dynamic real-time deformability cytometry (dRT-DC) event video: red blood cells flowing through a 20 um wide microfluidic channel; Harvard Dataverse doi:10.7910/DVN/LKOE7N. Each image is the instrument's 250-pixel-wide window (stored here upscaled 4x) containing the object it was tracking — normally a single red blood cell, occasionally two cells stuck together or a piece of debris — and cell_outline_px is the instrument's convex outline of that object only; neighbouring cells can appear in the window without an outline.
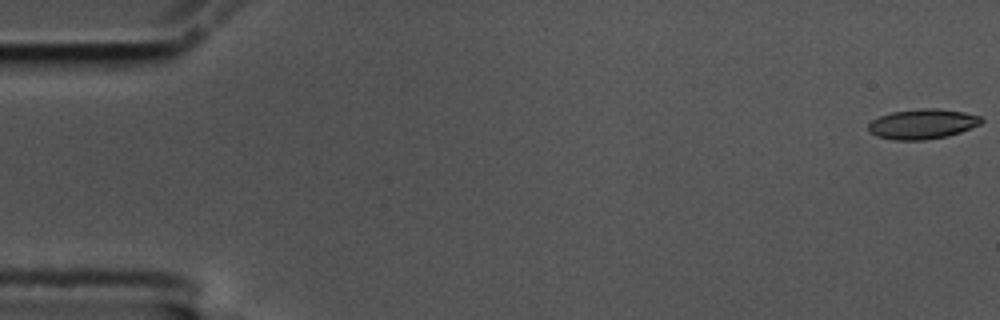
{"species": "common noctule bat (a hibernating species)", "species_latin": "Nyctalus noctula", "temperature_condition": "cold", "stored_images_in_passage": 9, "camera_frame_rate_fps": 3000, "um_per_image_px": 0.085, "animal": {"sex": "male", "body_mass_g": 17.5, "forearm_length_mm": 52.3}, "frame": {"image": 1, "passage_image": 1, "time_ms": 0.0, "image_size_px": [1000, 320], "cell_outline_px": [[984, 120], [980, 124], [960, 132], [948, 136], [924, 140], [896, 140], [876, 136], [868, 132], [868, 124], [872, 120], [880, 116], [892, 112], [916, 108], [936, 108], [964, 112], [980, 116]], "centroid_in_image_um": [78.39, 10.53], "position_along_channel_um": 6.6, "area_um2": 19.83}}
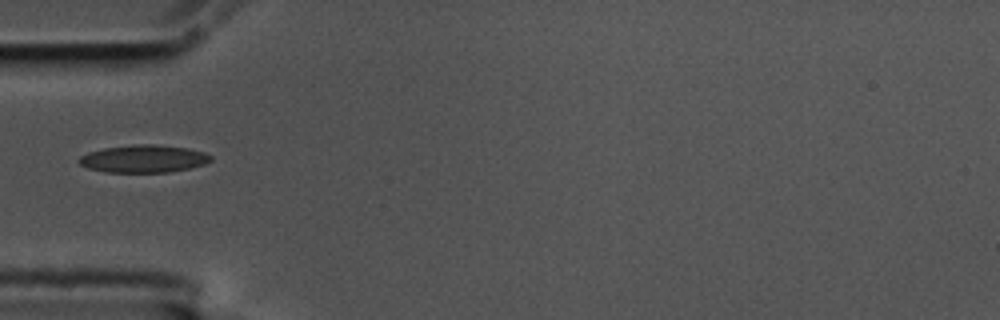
{"frame": {"image": 2, "passage_image": 6, "time_ms": 1.667, "image_size_px": [1000, 320], "cell_outline_px": [[212, 160], [204, 164], [188, 168], [168, 172], [104, 172], [88, 168], [80, 164], [76, 160], [80, 156], [88, 152], [104, 148], [136, 144], [156, 144], [188, 148], [204, 152], [212, 156]], "centroid_in_image_um": [12.19, 13.49], "position_along_channel_um": 72.8, "area_um2": 21.21}}
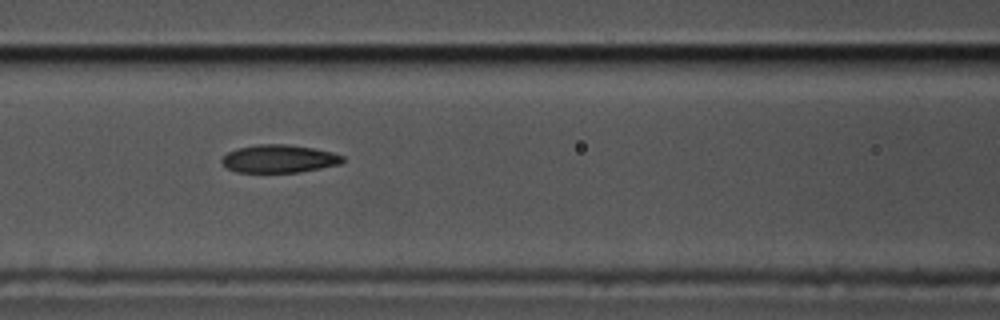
{"frame": {"image": 3, "passage_image": 8, "time_ms": 2.333, "image_size_px": [1000, 320], "cell_outline_px": [[344, 160], [340, 164], [300, 172], [236, 172], [228, 168], [220, 160], [228, 152], [236, 148], [260, 144], [288, 144], [312, 148], [332, 152], [344, 156]], "centroid_in_image_um": [23.72, 13.49], "position_along_channel_um": 142.9, "area_um2": 19.59}}